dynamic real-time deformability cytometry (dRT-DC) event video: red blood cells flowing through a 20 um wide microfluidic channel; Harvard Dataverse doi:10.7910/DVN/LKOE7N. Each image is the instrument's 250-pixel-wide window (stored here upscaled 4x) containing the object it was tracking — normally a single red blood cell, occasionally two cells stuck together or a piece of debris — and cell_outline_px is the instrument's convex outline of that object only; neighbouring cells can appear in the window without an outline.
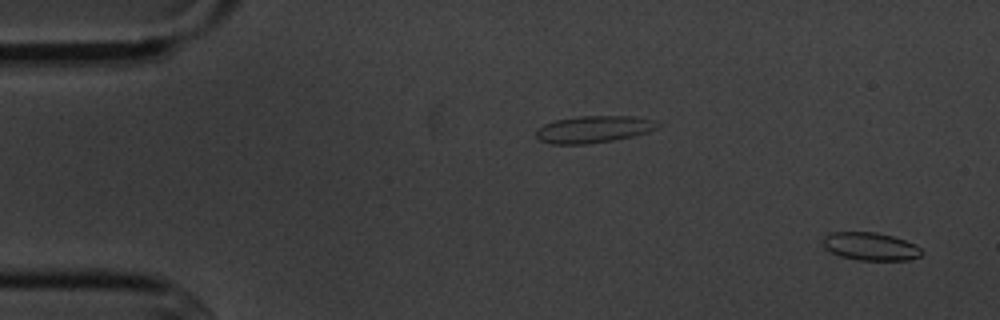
{"species": "common noctule bat (a hibernating species)", "species_latin": "Nyctalus noctula", "temperature_condition": "cold", "stored_images_in_passage": 3, "segment_of_instrument_passage": [2, 2], "camera_frame_rate_fps": 3000, "um_per_image_px": 0.085, "animal": {"sex": "male", "body_mass_g": 20.1, "forearm_length_mm": 53.5}, "frame": {"image": 1, "passage_image": 3, "time_ms": 2.333, "image_size_px": [1000, 320], "cell_outline_px": [[924, 252], [920, 256], [908, 260], [860, 260], [840, 256], [824, 248], [824, 236], [832, 232], [876, 232], [892, 236], [916, 244]], "centroid_in_image_um": [74.01, 20.94], "position_along_channel_um": 11.0, "area_um2": 16.01}}